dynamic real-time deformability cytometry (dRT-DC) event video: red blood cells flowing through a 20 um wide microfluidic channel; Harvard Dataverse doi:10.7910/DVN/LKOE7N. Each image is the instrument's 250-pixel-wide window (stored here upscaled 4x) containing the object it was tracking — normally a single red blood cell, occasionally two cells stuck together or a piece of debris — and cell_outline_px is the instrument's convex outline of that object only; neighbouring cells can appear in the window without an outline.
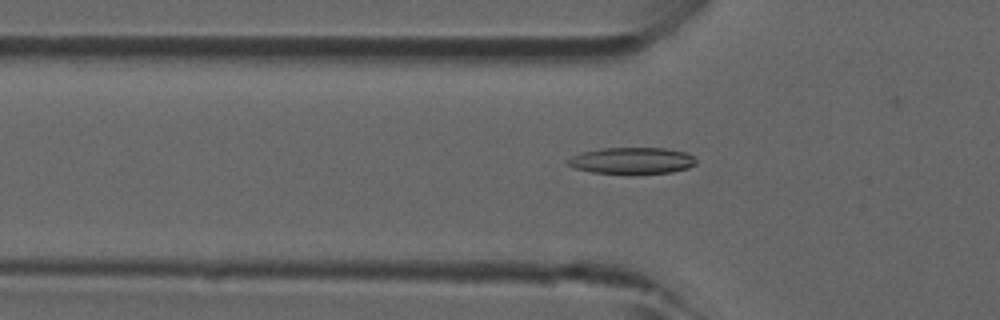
{"species": "common noctule bat (a hibernating species)", "species_latin": "Nyctalus noctula", "temperature_condition": "room temperature", "stored_images_in_passage": 46, "camera_frame_rate_fps": 3000, "um_per_image_px": 0.085, "animal": {"sex": "male", "forearm_length_mm": 52.5}, "frame": {"image": 1, "passage_image": 15, "time_ms": 4.667, "image_size_px": [1000, 320], "cell_outline_px": [[696, 164], [688, 168], [672, 172], [636, 176], [632, 176], [592, 172], [572, 168], [568, 164], [568, 160], [572, 156], [580, 152], [604, 148], [664, 148], [684, 152], [692, 156], [696, 160]], "centroid_in_image_um": [53.71, 13.7], "position_along_channel_um": 72.1, "area_um2": 20.46}}
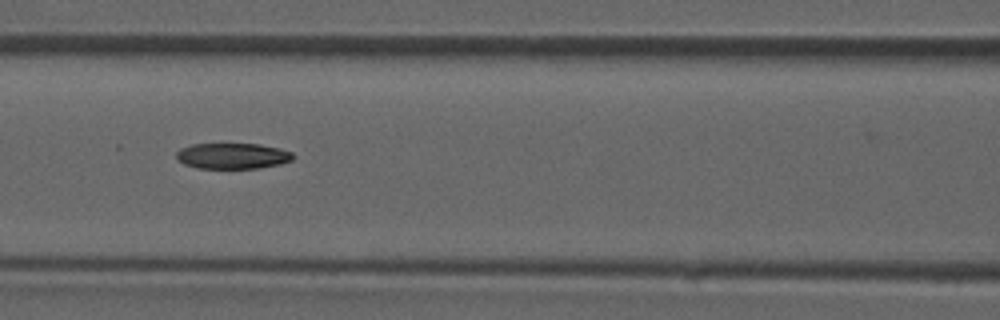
{"frame": {"image": 2, "passage_image": 20, "time_ms": 6.333, "image_size_px": [1000, 320], "cell_outline_px": [[296, 156], [292, 160], [280, 164], [260, 168], [196, 168], [184, 164], [176, 160], [176, 152], [180, 148], [192, 144], [260, 144], [280, 148], [292, 152]], "centroid_in_image_um": [19.77, 13.25], "position_along_channel_um": 146.8, "area_um2": 17.74}}
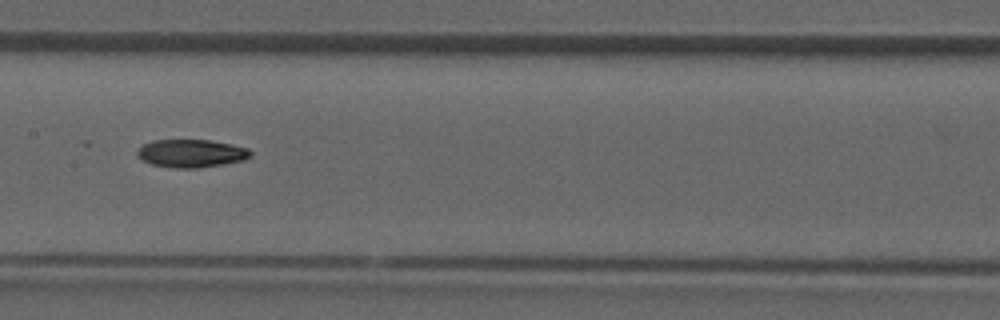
{"frame": {"image": 3, "passage_image": 23, "time_ms": 7.333, "image_size_px": [1000, 320], "cell_outline_px": [[252, 156], [244, 160], [200, 168], [172, 168], [152, 164], [144, 160], [136, 152], [144, 144], [152, 140], [208, 140], [232, 144], [248, 148], [252, 152]], "centroid_in_image_um": [16.3, 13.03], "position_along_channel_um": 191.1, "area_um2": 18.38}}